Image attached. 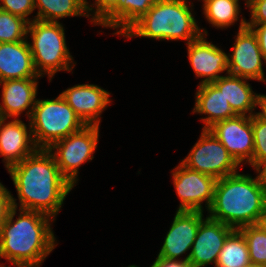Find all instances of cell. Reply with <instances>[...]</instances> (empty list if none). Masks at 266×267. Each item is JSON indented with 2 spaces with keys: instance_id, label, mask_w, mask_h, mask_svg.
Instances as JSON below:
<instances>
[{
  "instance_id": "cell-35",
  "label": "cell",
  "mask_w": 266,
  "mask_h": 267,
  "mask_svg": "<svg viewBox=\"0 0 266 267\" xmlns=\"http://www.w3.org/2000/svg\"><path fill=\"white\" fill-rule=\"evenodd\" d=\"M255 226H257L261 231L266 233V206L258 216Z\"/></svg>"
},
{
  "instance_id": "cell-21",
  "label": "cell",
  "mask_w": 266,
  "mask_h": 267,
  "mask_svg": "<svg viewBox=\"0 0 266 267\" xmlns=\"http://www.w3.org/2000/svg\"><path fill=\"white\" fill-rule=\"evenodd\" d=\"M159 0H120L119 6L100 24L112 28L113 35H123ZM120 28V29H119ZM118 29V30H117Z\"/></svg>"
},
{
  "instance_id": "cell-7",
  "label": "cell",
  "mask_w": 266,
  "mask_h": 267,
  "mask_svg": "<svg viewBox=\"0 0 266 267\" xmlns=\"http://www.w3.org/2000/svg\"><path fill=\"white\" fill-rule=\"evenodd\" d=\"M99 136L98 125H86L55 142L48 149L53 154L61 174L73 186L79 180L80 166L94 158Z\"/></svg>"
},
{
  "instance_id": "cell-31",
  "label": "cell",
  "mask_w": 266,
  "mask_h": 267,
  "mask_svg": "<svg viewBox=\"0 0 266 267\" xmlns=\"http://www.w3.org/2000/svg\"><path fill=\"white\" fill-rule=\"evenodd\" d=\"M257 37L259 47L266 64V24H247Z\"/></svg>"
},
{
  "instance_id": "cell-1",
  "label": "cell",
  "mask_w": 266,
  "mask_h": 267,
  "mask_svg": "<svg viewBox=\"0 0 266 267\" xmlns=\"http://www.w3.org/2000/svg\"><path fill=\"white\" fill-rule=\"evenodd\" d=\"M17 191L12 197L13 207L38 211L54 220L66 196L74 186L61 174L53 154L48 149H37L33 154L8 170Z\"/></svg>"
},
{
  "instance_id": "cell-28",
  "label": "cell",
  "mask_w": 266,
  "mask_h": 267,
  "mask_svg": "<svg viewBox=\"0 0 266 267\" xmlns=\"http://www.w3.org/2000/svg\"><path fill=\"white\" fill-rule=\"evenodd\" d=\"M120 0H94L89 4L86 0V11L90 22L94 25H100L118 6ZM91 5V6H90Z\"/></svg>"
},
{
  "instance_id": "cell-2",
  "label": "cell",
  "mask_w": 266,
  "mask_h": 267,
  "mask_svg": "<svg viewBox=\"0 0 266 267\" xmlns=\"http://www.w3.org/2000/svg\"><path fill=\"white\" fill-rule=\"evenodd\" d=\"M13 208L0 226V258L16 267H40L57 246L51 222L55 220L38 211Z\"/></svg>"
},
{
  "instance_id": "cell-37",
  "label": "cell",
  "mask_w": 266,
  "mask_h": 267,
  "mask_svg": "<svg viewBox=\"0 0 266 267\" xmlns=\"http://www.w3.org/2000/svg\"><path fill=\"white\" fill-rule=\"evenodd\" d=\"M0 267H10V266H5L4 264L0 263Z\"/></svg>"
},
{
  "instance_id": "cell-10",
  "label": "cell",
  "mask_w": 266,
  "mask_h": 267,
  "mask_svg": "<svg viewBox=\"0 0 266 267\" xmlns=\"http://www.w3.org/2000/svg\"><path fill=\"white\" fill-rule=\"evenodd\" d=\"M173 184L180 199L178 210L208 211L214 198L217 179L210 175L190 169L182 162L172 171Z\"/></svg>"
},
{
  "instance_id": "cell-25",
  "label": "cell",
  "mask_w": 266,
  "mask_h": 267,
  "mask_svg": "<svg viewBox=\"0 0 266 267\" xmlns=\"http://www.w3.org/2000/svg\"><path fill=\"white\" fill-rule=\"evenodd\" d=\"M28 24L24 18L0 9V43L28 39Z\"/></svg>"
},
{
  "instance_id": "cell-15",
  "label": "cell",
  "mask_w": 266,
  "mask_h": 267,
  "mask_svg": "<svg viewBox=\"0 0 266 267\" xmlns=\"http://www.w3.org/2000/svg\"><path fill=\"white\" fill-rule=\"evenodd\" d=\"M206 39V35L201 34L187 44L188 60L192 69L196 77L203 78L199 85L212 83L222 77L220 73L228 71V54Z\"/></svg>"
},
{
  "instance_id": "cell-3",
  "label": "cell",
  "mask_w": 266,
  "mask_h": 267,
  "mask_svg": "<svg viewBox=\"0 0 266 267\" xmlns=\"http://www.w3.org/2000/svg\"><path fill=\"white\" fill-rule=\"evenodd\" d=\"M266 206V193L258 176L235 173L217 179L208 217L233 229L255 225Z\"/></svg>"
},
{
  "instance_id": "cell-32",
  "label": "cell",
  "mask_w": 266,
  "mask_h": 267,
  "mask_svg": "<svg viewBox=\"0 0 266 267\" xmlns=\"http://www.w3.org/2000/svg\"><path fill=\"white\" fill-rule=\"evenodd\" d=\"M150 267H192L189 261L185 259L170 260L165 258H156Z\"/></svg>"
},
{
  "instance_id": "cell-24",
  "label": "cell",
  "mask_w": 266,
  "mask_h": 267,
  "mask_svg": "<svg viewBox=\"0 0 266 267\" xmlns=\"http://www.w3.org/2000/svg\"><path fill=\"white\" fill-rule=\"evenodd\" d=\"M203 15L216 28H228L239 20V0H201Z\"/></svg>"
},
{
  "instance_id": "cell-23",
  "label": "cell",
  "mask_w": 266,
  "mask_h": 267,
  "mask_svg": "<svg viewBox=\"0 0 266 267\" xmlns=\"http://www.w3.org/2000/svg\"><path fill=\"white\" fill-rule=\"evenodd\" d=\"M250 263L244 235L240 230L234 229L224 241L215 267H247Z\"/></svg>"
},
{
  "instance_id": "cell-14",
  "label": "cell",
  "mask_w": 266,
  "mask_h": 267,
  "mask_svg": "<svg viewBox=\"0 0 266 267\" xmlns=\"http://www.w3.org/2000/svg\"><path fill=\"white\" fill-rule=\"evenodd\" d=\"M86 125L101 123V114L109 106L110 93L95 84H77L60 93Z\"/></svg>"
},
{
  "instance_id": "cell-29",
  "label": "cell",
  "mask_w": 266,
  "mask_h": 267,
  "mask_svg": "<svg viewBox=\"0 0 266 267\" xmlns=\"http://www.w3.org/2000/svg\"><path fill=\"white\" fill-rule=\"evenodd\" d=\"M0 9L20 16L30 23L32 18L28 16L35 10V4L34 0H0Z\"/></svg>"
},
{
  "instance_id": "cell-20",
  "label": "cell",
  "mask_w": 266,
  "mask_h": 267,
  "mask_svg": "<svg viewBox=\"0 0 266 267\" xmlns=\"http://www.w3.org/2000/svg\"><path fill=\"white\" fill-rule=\"evenodd\" d=\"M247 80L249 79L226 73V76L212 82L223 93L237 115L252 116L255 114L258 93H254Z\"/></svg>"
},
{
  "instance_id": "cell-22",
  "label": "cell",
  "mask_w": 266,
  "mask_h": 267,
  "mask_svg": "<svg viewBox=\"0 0 266 267\" xmlns=\"http://www.w3.org/2000/svg\"><path fill=\"white\" fill-rule=\"evenodd\" d=\"M37 15L32 20L58 22L66 17L85 16L86 0H34Z\"/></svg>"
},
{
  "instance_id": "cell-12",
  "label": "cell",
  "mask_w": 266,
  "mask_h": 267,
  "mask_svg": "<svg viewBox=\"0 0 266 267\" xmlns=\"http://www.w3.org/2000/svg\"><path fill=\"white\" fill-rule=\"evenodd\" d=\"M234 229L220 221L204 218L198 228L196 238L189 254L184 257L192 267L216 265L224 241Z\"/></svg>"
},
{
  "instance_id": "cell-8",
  "label": "cell",
  "mask_w": 266,
  "mask_h": 267,
  "mask_svg": "<svg viewBox=\"0 0 266 267\" xmlns=\"http://www.w3.org/2000/svg\"><path fill=\"white\" fill-rule=\"evenodd\" d=\"M181 162L190 169L221 179L237 173L240 165L223 144L208 130L201 136Z\"/></svg>"
},
{
  "instance_id": "cell-18",
  "label": "cell",
  "mask_w": 266,
  "mask_h": 267,
  "mask_svg": "<svg viewBox=\"0 0 266 267\" xmlns=\"http://www.w3.org/2000/svg\"><path fill=\"white\" fill-rule=\"evenodd\" d=\"M25 78H41L34 68L28 39L0 43V82Z\"/></svg>"
},
{
  "instance_id": "cell-17",
  "label": "cell",
  "mask_w": 266,
  "mask_h": 267,
  "mask_svg": "<svg viewBox=\"0 0 266 267\" xmlns=\"http://www.w3.org/2000/svg\"><path fill=\"white\" fill-rule=\"evenodd\" d=\"M39 78L13 79L0 82L2 86L0 118L19 119L25 111L28 119L36 103Z\"/></svg>"
},
{
  "instance_id": "cell-38",
  "label": "cell",
  "mask_w": 266,
  "mask_h": 267,
  "mask_svg": "<svg viewBox=\"0 0 266 267\" xmlns=\"http://www.w3.org/2000/svg\"><path fill=\"white\" fill-rule=\"evenodd\" d=\"M128 267H139V266H137V265H129Z\"/></svg>"
},
{
  "instance_id": "cell-30",
  "label": "cell",
  "mask_w": 266,
  "mask_h": 267,
  "mask_svg": "<svg viewBox=\"0 0 266 267\" xmlns=\"http://www.w3.org/2000/svg\"><path fill=\"white\" fill-rule=\"evenodd\" d=\"M250 10V21L247 24H266V0H245Z\"/></svg>"
},
{
  "instance_id": "cell-27",
  "label": "cell",
  "mask_w": 266,
  "mask_h": 267,
  "mask_svg": "<svg viewBox=\"0 0 266 267\" xmlns=\"http://www.w3.org/2000/svg\"><path fill=\"white\" fill-rule=\"evenodd\" d=\"M252 130L254 151L252 160L248 163L254 169L266 161V122L252 115Z\"/></svg>"
},
{
  "instance_id": "cell-16",
  "label": "cell",
  "mask_w": 266,
  "mask_h": 267,
  "mask_svg": "<svg viewBox=\"0 0 266 267\" xmlns=\"http://www.w3.org/2000/svg\"><path fill=\"white\" fill-rule=\"evenodd\" d=\"M5 121L7 119L0 118V156L3 157L4 165L8 170L38 148L32 137L30 122L28 126L21 119Z\"/></svg>"
},
{
  "instance_id": "cell-4",
  "label": "cell",
  "mask_w": 266,
  "mask_h": 267,
  "mask_svg": "<svg viewBox=\"0 0 266 267\" xmlns=\"http://www.w3.org/2000/svg\"><path fill=\"white\" fill-rule=\"evenodd\" d=\"M192 4L189 6L187 0H159L122 36L126 39L186 40V44L201 34L208 36L207 30L198 26Z\"/></svg>"
},
{
  "instance_id": "cell-36",
  "label": "cell",
  "mask_w": 266,
  "mask_h": 267,
  "mask_svg": "<svg viewBox=\"0 0 266 267\" xmlns=\"http://www.w3.org/2000/svg\"><path fill=\"white\" fill-rule=\"evenodd\" d=\"M247 267H264V266L250 263Z\"/></svg>"
},
{
  "instance_id": "cell-33",
  "label": "cell",
  "mask_w": 266,
  "mask_h": 267,
  "mask_svg": "<svg viewBox=\"0 0 266 267\" xmlns=\"http://www.w3.org/2000/svg\"><path fill=\"white\" fill-rule=\"evenodd\" d=\"M261 109L259 112H255V115L266 122V95L264 94H257L256 97V107Z\"/></svg>"
},
{
  "instance_id": "cell-26",
  "label": "cell",
  "mask_w": 266,
  "mask_h": 267,
  "mask_svg": "<svg viewBox=\"0 0 266 267\" xmlns=\"http://www.w3.org/2000/svg\"><path fill=\"white\" fill-rule=\"evenodd\" d=\"M239 230L246 240L250 262L266 267V233L255 225L244 226Z\"/></svg>"
},
{
  "instance_id": "cell-11",
  "label": "cell",
  "mask_w": 266,
  "mask_h": 267,
  "mask_svg": "<svg viewBox=\"0 0 266 267\" xmlns=\"http://www.w3.org/2000/svg\"><path fill=\"white\" fill-rule=\"evenodd\" d=\"M208 130L240 165L244 162L248 164L252 160L254 151L252 116L236 115L214 123Z\"/></svg>"
},
{
  "instance_id": "cell-5",
  "label": "cell",
  "mask_w": 266,
  "mask_h": 267,
  "mask_svg": "<svg viewBox=\"0 0 266 267\" xmlns=\"http://www.w3.org/2000/svg\"><path fill=\"white\" fill-rule=\"evenodd\" d=\"M64 30L60 22L32 20L28 24L34 68L39 76L48 75L50 82L57 72H71L76 64L66 45Z\"/></svg>"
},
{
  "instance_id": "cell-9",
  "label": "cell",
  "mask_w": 266,
  "mask_h": 267,
  "mask_svg": "<svg viewBox=\"0 0 266 267\" xmlns=\"http://www.w3.org/2000/svg\"><path fill=\"white\" fill-rule=\"evenodd\" d=\"M238 33L232 47V53H228V71L233 76H239L249 80L266 82L263 70L265 59L261 53L259 43L253 31L247 27L246 19H240Z\"/></svg>"
},
{
  "instance_id": "cell-13",
  "label": "cell",
  "mask_w": 266,
  "mask_h": 267,
  "mask_svg": "<svg viewBox=\"0 0 266 267\" xmlns=\"http://www.w3.org/2000/svg\"><path fill=\"white\" fill-rule=\"evenodd\" d=\"M203 213V211L177 210L157 258L180 260L179 257L193 245L199 225L204 219Z\"/></svg>"
},
{
  "instance_id": "cell-34",
  "label": "cell",
  "mask_w": 266,
  "mask_h": 267,
  "mask_svg": "<svg viewBox=\"0 0 266 267\" xmlns=\"http://www.w3.org/2000/svg\"><path fill=\"white\" fill-rule=\"evenodd\" d=\"M256 173L259 178L261 186L264 188L266 193V161L259 164L256 168Z\"/></svg>"
},
{
  "instance_id": "cell-6",
  "label": "cell",
  "mask_w": 266,
  "mask_h": 267,
  "mask_svg": "<svg viewBox=\"0 0 266 267\" xmlns=\"http://www.w3.org/2000/svg\"><path fill=\"white\" fill-rule=\"evenodd\" d=\"M29 121L38 149H49L86 126L60 94L55 99H37Z\"/></svg>"
},
{
  "instance_id": "cell-19",
  "label": "cell",
  "mask_w": 266,
  "mask_h": 267,
  "mask_svg": "<svg viewBox=\"0 0 266 267\" xmlns=\"http://www.w3.org/2000/svg\"><path fill=\"white\" fill-rule=\"evenodd\" d=\"M195 99L193 114L207 115L201 118L205 124L202 129H208L218 121L237 115L225 99L223 93L213 83L198 85Z\"/></svg>"
}]
</instances>
